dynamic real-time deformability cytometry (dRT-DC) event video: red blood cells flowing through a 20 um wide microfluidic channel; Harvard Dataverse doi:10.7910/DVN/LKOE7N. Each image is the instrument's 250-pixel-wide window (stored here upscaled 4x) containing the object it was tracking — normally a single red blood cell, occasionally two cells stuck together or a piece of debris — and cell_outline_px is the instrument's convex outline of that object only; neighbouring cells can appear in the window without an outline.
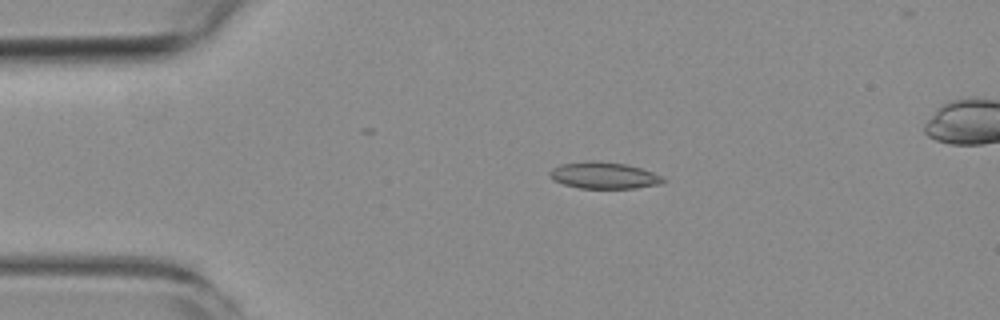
{"species": "common noctule bat (a hibernating species)", "species_latin": "Nyctalus noctula", "temperature_condition": "room temperature", "stored_images_in_passage": 4, "segment_of_instrument_passage": [1, 2], "camera_frame_rate_fps": 3000, "um_per_image_px": 0.085, "animal": {"sex": "female", "body_mass_g": 19.3, "forearm_length_mm": 54.1}, "frame": {"image": 1, "passage_image": 2, "time_ms": 1.333, "image_size_px": [1000, 320], "cell_outline_px": [[664, 184], [636, 188], [580, 188], [564, 184], [552, 180], [548, 176], [548, 172], [552, 168], [560, 164], [584, 160], [596, 160], [628, 164], [664, 176]], "centroid_in_image_um": [51.31, 14.89], "position_along_channel_um": 33.7, "area_um2": 17.98}}